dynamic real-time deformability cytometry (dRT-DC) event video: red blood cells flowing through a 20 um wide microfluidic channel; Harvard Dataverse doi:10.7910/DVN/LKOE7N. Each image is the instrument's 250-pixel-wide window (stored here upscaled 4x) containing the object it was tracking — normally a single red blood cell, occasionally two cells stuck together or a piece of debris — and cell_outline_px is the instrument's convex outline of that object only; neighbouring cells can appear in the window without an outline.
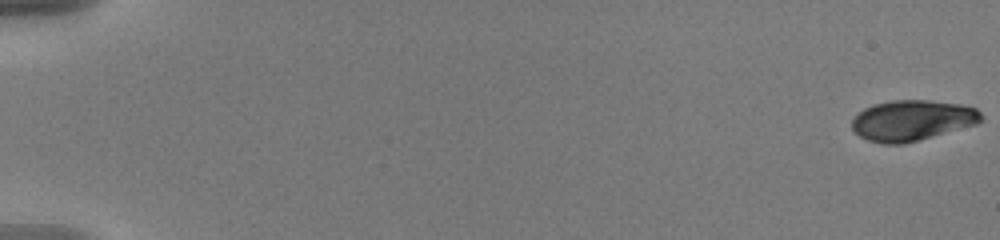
{"species": "human", "species_latin": "Homo sapiens", "temperature_condition": "warm", "stored_images_in_passage": 58, "camera_frame_rate_fps": 3000, "um_per_image_px": 0.085, "donor": {"sex": "male"}, "frame": {"image": 1, "passage_image": 1, "time_ms": 0.0, "image_size_px": [1000, 240], "cell_outline_px": [[984, 120], [976, 124], [904, 144], [884, 144], [868, 140], [860, 136], [852, 128], [852, 120], [864, 108], [872, 104], [892, 100], [928, 100], [960, 104], [976, 108], [984, 116]], "centroid_in_image_um": [77.55, 10.22], "position_along_channel_um": 7.5, "area_um2": 30.52}}
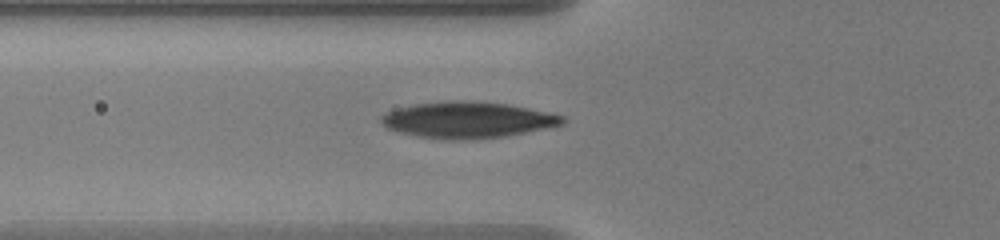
{"frame": {"image": 2, "passage_image": 23, "time_ms": 7.333, "image_size_px": [1000, 240], "cell_outline_px": [[564, 124], [508, 136], [464, 140], [444, 140], [416, 136], [400, 132], [388, 128], [380, 124], [380, 116], [396, 108], [416, 104], [444, 100], [480, 100], [508, 104], [548, 112], [564, 116]], "centroid_in_image_um": [39.72, 10.19], "position_along_channel_um": 86.1, "area_um2": 38.73}}
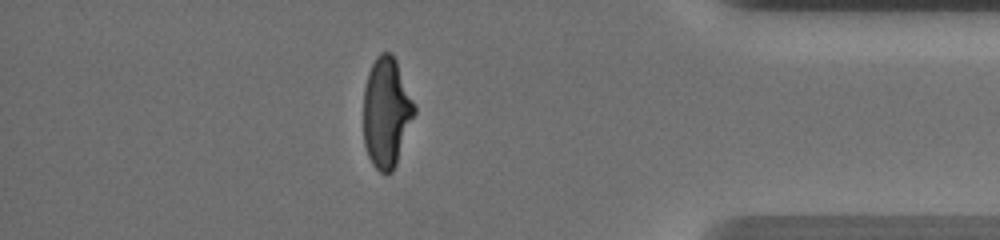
{"frame": {"image": 3, "passage_image": 51, "time_ms": 16.667, "image_size_px": [1000, 240], "cell_outline_px": [[416, 112], [396, 164], [392, 172], [388, 176], [384, 176], [372, 164], [368, 156], [364, 144], [364, 88], [368, 72], [376, 56], [380, 52], [392, 52], [396, 60], [416, 108]], "centroid_in_image_um": [32.84, 9.58], "position_along_channel_um": 402.4, "area_um2": 32.77}, "authors_computed_cell_mechanics": {"area_um2": 33.9864, "velocity_mm_per_s": 3.6621, "shape_relaxation_time_tau1_ms": 6.2655, "shape_relaxation_time_tau2_ms": 0.8965, "deformation_change_tau1": 0.2243, "deformation_change_tau2": 0.0675}}